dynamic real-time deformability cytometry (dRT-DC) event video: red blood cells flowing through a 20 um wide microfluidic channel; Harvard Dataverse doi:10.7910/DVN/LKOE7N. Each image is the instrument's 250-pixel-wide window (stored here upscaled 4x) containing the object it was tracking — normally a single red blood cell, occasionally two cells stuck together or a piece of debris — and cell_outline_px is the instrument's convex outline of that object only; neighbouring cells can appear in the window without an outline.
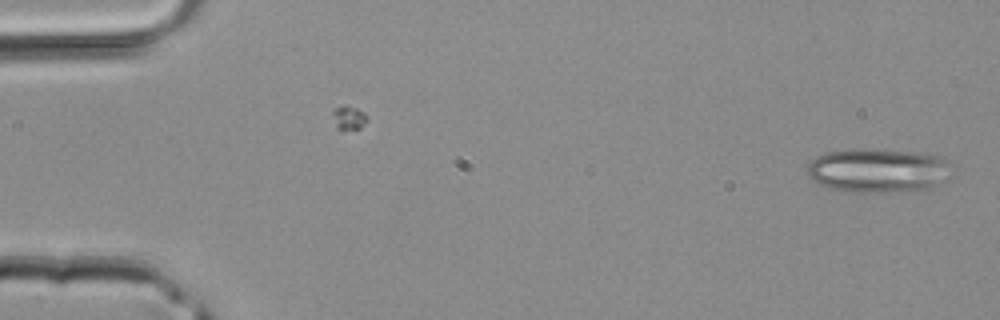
{"species": "common noctule bat (a hibernating species)", "species_latin": "Nyctalus noctula", "temperature_condition": "room temperature", "stored_images_in_passage": 41, "camera_frame_rate_fps": 3000, "um_per_image_px": 0.085, "animal": {"sex": "male", "body_mass_g": 20.4}, "frame": {"image": 1, "passage_image": 1, "time_ms": 0.0, "image_size_px": [1000, 320], "cell_outline_px": [[944, 156], [932, 184], [928, 188], [860, 192], [848, 192], [828, 188], [816, 184], [808, 176], [808, 164], [816, 156], [828, 152], [848, 148], [872, 148], [920, 152]], "centroid_in_image_um": [74.3, 14.43], "position_along_channel_um": 10.7, "area_um2": 35.43}}
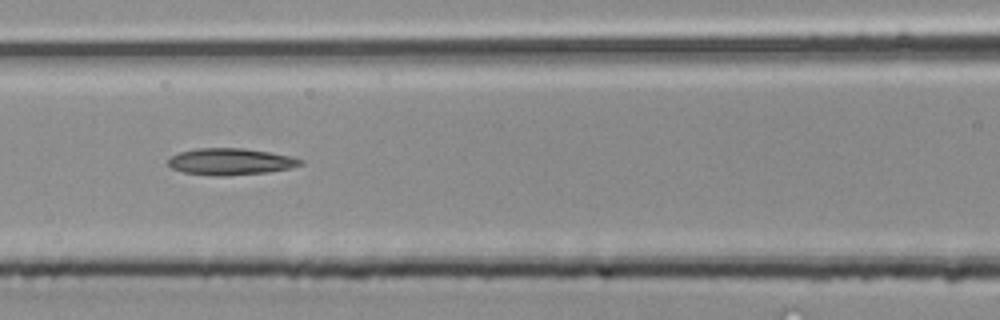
{"frame": {"image": 2, "passage_image": 18, "time_ms": 5.667, "image_size_px": [1000, 320], "cell_outline_px": [[304, 164], [292, 168], [268, 172], [228, 176], [220, 176], [184, 172], [172, 168], [168, 164], [168, 160], [172, 156], [180, 152], [196, 148], [244, 148], [292, 156], [304, 160]], "centroid_in_image_um": [19.65, 13.73], "position_along_channel_um": 147.0, "area_um2": 20.58}}
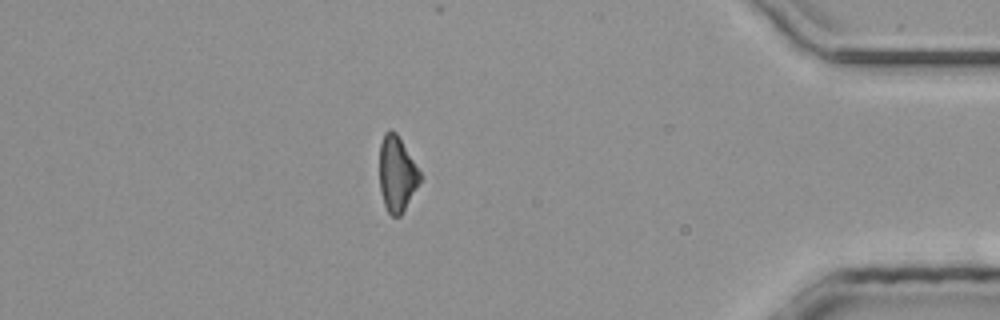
{"frame": {"image": 3, "passage_image": 36, "time_ms": 11.667, "image_size_px": [1000, 320], "cell_outline_px": [[424, 180], [400, 216], [392, 216], [388, 212], [384, 204], [380, 192], [380, 144], [384, 132], [388, 128], [392, 128], [396, 132], [420, 172]], "centroid_in_image_um": [33.76, 14.79], "position_along_channel_um": 401.4, "area_um2": 18.09}}